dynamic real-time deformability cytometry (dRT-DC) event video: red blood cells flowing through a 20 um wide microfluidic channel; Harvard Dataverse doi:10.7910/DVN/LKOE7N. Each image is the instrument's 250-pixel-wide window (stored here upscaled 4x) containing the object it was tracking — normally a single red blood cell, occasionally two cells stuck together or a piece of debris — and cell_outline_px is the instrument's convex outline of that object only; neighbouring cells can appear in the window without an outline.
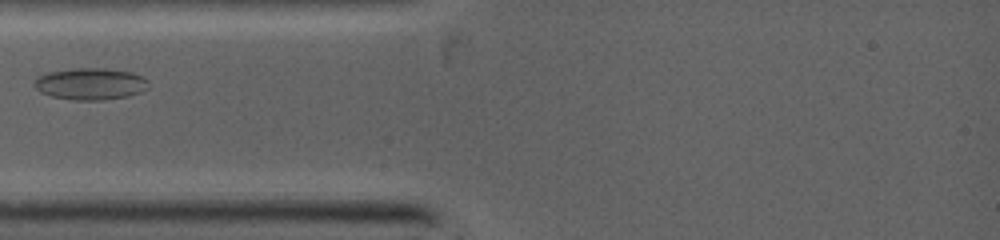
{"species": "common noctule bat (a hibernating species)", "species_latin": "Nyctalus noctula", "temperature_condition": "warm", "stored_images_in_passage": 5, "camera_frame_rate_fps": 5000, "um_per_image_px": 0.085, "animal": {"sex": "female", "body_mass_g": 19.0, "forearm_length_mm": 53.3}, "frame": {"image": 1, "passage_image": 1, "time_ms": 0.0, "image_size_px": [1000, 240], "cell_outline_px": [[148, 88], [140, 92], [128, 96], [100, 100], [76, 100], [52, 96], [40, 92], [32, 84], [40, 76], [48, 72], [76, 68], [104, 68], [132, 72], [148, 80]], "centroid_in_image_um": [7.7, 7.13], "position_along_channel_um": 77.3, "area_um2": 20.98}}
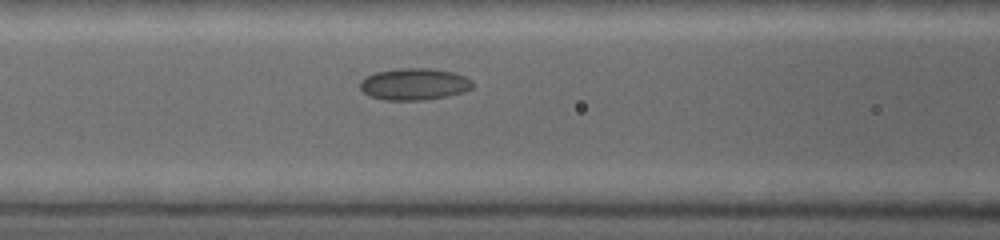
{"frame": {"image": 2, "passage_image": 3, "time_ms": 1.2, "image_size_px": [1000, 240], "cell_outline_px": [[472, 88], [464, 92], [444, 96], [420, 100], [384, 100], [368, 96], [360, 88], [360, 80], [376, 72], [396, 68], [428, 68], [452, 72], [464, 76], [472, 80]], "centroid_in_image_um": [35.18, 7.15], "position_along_channel_um": 131.4, "area_um2": 20.75}}
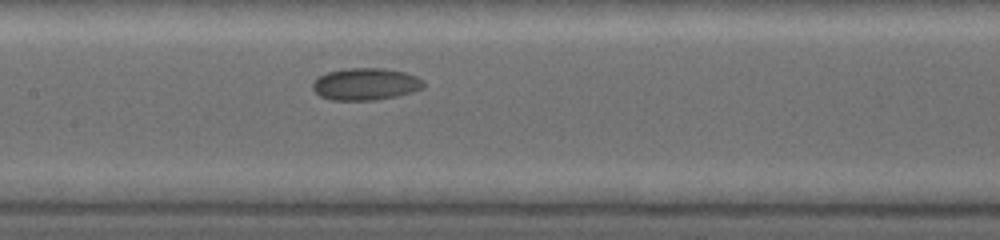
{"frame": {"image": 3, "passage_image": 5, "time_ms": 2.2, "image_size_px": [1000, 240], "cell_outline_px": [[424, 88], [412, 92], [396, 96], [372, 100], [332, 100], [320, 96], [312, 88], [312, 84], [320, 76], [328, 72], [344, 68], [384, 68], [404, 72], [416, 76], [424, 80]], "centroid_in_image_um": [31.09, 7.14], "position_along_channel_um": 176.3, "area_um2": 20.69}}